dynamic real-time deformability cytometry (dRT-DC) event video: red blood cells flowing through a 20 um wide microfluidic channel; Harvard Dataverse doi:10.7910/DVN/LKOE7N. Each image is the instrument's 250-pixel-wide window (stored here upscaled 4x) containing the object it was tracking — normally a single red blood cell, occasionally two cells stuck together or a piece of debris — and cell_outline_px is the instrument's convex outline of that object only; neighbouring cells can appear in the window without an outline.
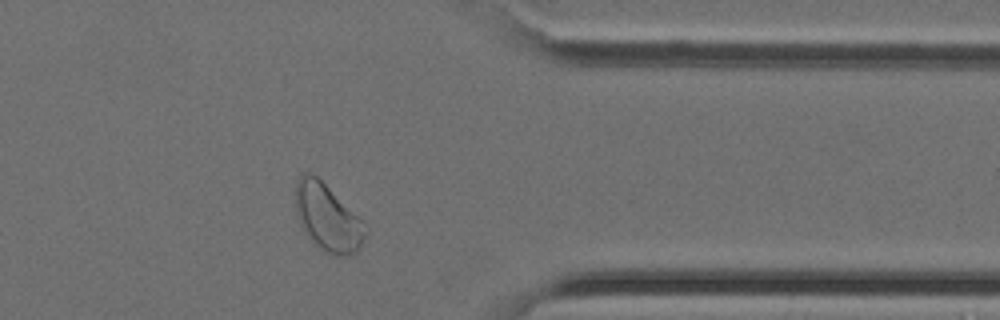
{"species": "Egyptian fruit bat (a non-hibernating species)", "species_latin": "Rousettus aegyptiacus", "temperature_condition": "cold", "stored_images_in_passage": 28, "camera_frame_rate_fps": 3000, "um_per_image_px": 0.085, "animal": {"sex": "female"}, "frame": {"image": 1, "passage_image": 20, "time_ms": 6.333, "image_size_px": [1000, 320], "cell_outline_px": [[368, 232], [360, 248], [356, 252], [348, 256], [332, 256], [324, 252], [308, 236], [300, 224], [296, 216], [296, 180], [304, 172], [308, 172], [316, 176], [364, 220]], "centroid_in_image_um": [27.88, 18.52], "position_along_channel_um": 383.5, "area_um2": 27.51}}